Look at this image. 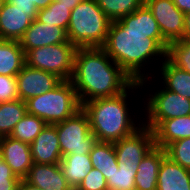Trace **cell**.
<instances>
[{
    "mask_svg": "<svg viewBox=\"0 0 190 190\" xmlns=\"http://www.w3.org/2000/svg\"><path fill=\"white\" fill-rule=\"evenodd\" d=\"M168 45L151 10L144 3L133 13L111 21L101 48L134 82L146 89L150 81L153 82L154 73L150 71L156 70L152 68L164 61Z\"/></svg>",
    "mask_w": 190,
    "mask_h": 190,
    "instance_id": "obj_1",
    "label": "cell"
},
{
    "mask_svg": "<svg viewBox=\"0 0 190 190\" xmlns=\"http://www.w3.org/2000/svg\"><path fill=\"white\" fill-rule=\"evenodd\" d=\"M70 81L81 105L119 95L134 83L101 47L77 49Z\"/></svg>",
    "mask_w": 190,
    "mask_h": 190,
    "instance_id": "obj_2",
    "label": "cell"
},
{
    "mask_svg": "<svg viewBox=\"0 0 190 190\" xmlns=\"http://www.w3.org/2000/svg\"><path fill=\"white\" fill-rule=\"evenodd\" d=\"M137 90L139 92L143 91L139 82H134L125 92L119 95L98 98L82 104V109L89 118L91 132L98 142L114 143L133 134L143 125L142 120L139 119L143 116L140 115L142 110L140 111L138 108V115L135 108L133 110V107L130 106L133 104L132 95H135V98L140 94L137 93ZM139 120L141 121L139 122Z\"/></svg>",
    "mask_w": 190,
    "mask_h": 190,
    "instance_id": "obj_3",
    "label": "cell"
},
{
    "mask_svg": "<svg viewBox=\"0 0 190 190\" xmlns=\"http://www.w3.org/2000/svg\"><path fill=\"white\" fill-rule=\"evenodd\" d=\"M110 23L95 0H83L71 10L68 39L77 48L102 47Z\"/></svg>",
    "mask_w": 190,
    "mask_h": 190,
    "instance_id": "obj_4",
    "label": "cell"
},
{
    "mask_svg": "<svg viewBox=\"0 0 190 190\" xmlns=\"http://www.w3.org/2000/svg\"><path fill=\"white\" fill-rule=\"evenodd\" d=\"M26 105L27 113L52 125L63 122L82 108L70 80H63L53 90L30 98Z\"/></svg>",
    "mask_w": 190,
    "mask_h": 190,
    "instance_id": "obj_5",
    "label": "cell"
},
{
    "mask_svg": "<svg viewBox=\"0 0 190 190\" xmlns=\"http://www.w3.org/2000/svg\"><path fill=\"white\" fill-rule=\"evenodd\" d=\"M155 83L156 81H154L152 91L151 89L149 91L148 87L147 92L151 93L147 95L146 92V95H143L146 98L142 103L145 108L142 107V110L146 111L141 118L143 125L154 130L163 120L190 115V99L169 91L163 86L155 88L154 91Z\"/></svg>",
    "mask_w": 190,
    "mask_h": 190,
    "instance_id": "obj_6",
    "label": "cell"
},
{
    "mask_svg": "<svg viewBox=\"0 0 190 190\" xmlns=\"http://www.w3.org/2000/svg\"><path fill=\"white\" fill-rule=\"evenodd\" d=\"M77 49L70 41L34 48L25 53V64L56 74L62 80H70Z\"/></svg>",
    "mask_w": 190,
    "mask_h": 190,
    "instance_id": "obj_7",
    "label": "cell"
},
{
    "mask_svg": "<svg viewBox=\"0 0 190 190\" xmlns=\"http://www.w3.org/2000/svg\"><path fill=\"white\" fill-rule=\"evenodd\" d=\"M54 125L62 156L89 154L97 142L91 132L88 115L82 108L63 122Z\"/></svg>",
    "mask_w": 190,
    "mask_h": 190,
    "instance_id": "obj_8",
    "label": "cell"
},
{
    "mask_svg": "<svg viewBox=\"0 0 190 190\" xmlns=\"http://www.w3.org/2000/svg\"><path fill=\"white\" fill-rule=\"evenodd\" d=\"M158 23L163 38L170 44L184 36L185 14L172 0H144Z\"/></svg>",
    "mask_w": 190,
    "mask_h": 190,
    "instance_id": "obj_9",
    "label": "cell"
},
{
    "mask_svg": "<svg viewBox=\"0 0 190 190\" xmlns=\"http://www.w3.org/2000/svg\"><path fill=\"white\" fill-rule=\"evenodd\" d=\"M154 147L153 130L145 125L133 134L114 142L117 162H124L126 166H138Z\"/></svg>",
    "mask_w": 190,
    "mask_h": 190,
    "instance_id": "obj_10",
    "label": "cell"
},
{
    "mask_svg": "<svg viewBox=\"0 0 190 190\" xmlns=\"http://www.w3.org/2000/svg\"><path fill=\"white\" fill-rule=\"evenodd\" d=\"M16 80L19 99L24 102L53 90L63 81L56 74L34 69L26 64L16 75Z\"/></svg>",
    "mask_w": 190,
    "mask_h": 190,
    "instance_id": "obj_11",
    "label": "cell"
},
{
    "mask_svg": "<svg viewBox=\"0 0 190 190\" xmlns=\"http://www.w3.org/2000/svg\"><path fill=\"white\" fill-rule=\"evenodd\" d=\"M37 13L38 10H22L5 0L0 10V39L19 41Z\"/></svg>",
    "mask_w": 190,
    "mask_h": 190,
    "instance_id": "obj_12",
    "label": "cell"
},
{
    "mask_svg": "<svg viewBox=\"0 0 190 190\" xmlns=\"http://www.w3.org/2000/svg\"><path fill=\"white\" fill-rule=\"evenodd\" d=\"M69 41L67 31L55 24L43 23L36 18L31 22L30 27L24 32L19 40L20 46L27 51Z\"/></svg>",
    "mask_w": 190,
    "mask_h": 190,
    "instance_id": "obj_13",
    "label": "cell"
},
{
    "mask_svg": "<svg viewBox=\"0 0 190 190\" xmlns=\"http://www.w3.org/2000/svg\"><path fill=\"white\" fill-rule=\"evenodd\" d=\"M0 149L4 162L19 179H24L33 165L30 144L6 136L0 138Z\"/></svg>",
    "mask_w": 190,
    "mask_h": 190,
    "instance_id": "obj_14",
    "label": "cell"
},
{
    "mask_svg": "<svg viewBox=\"0 0 190 190\" xmlns=\"http://www.w3.org/2000/svg\"><path fill=\"white\" fill-rule=\"evenodd\" d=\"M33 163L59 164L62 159L55 125L47 124L30 144Z\"/></svg>",
    "mask_w": 190,
    "mask_h": 190,
    "instance_id": "obj_15",
    "label": "cell"
},
{
    "mask_svg": "<svg viewBox=\"0 0 190 190\" xmlns=\"http://www.w3.org/2000/svg\"><path fill=\"white\" fill-rule=\"evenodd\" d=\"M24 179L41 190H69L71 188L59 164L33 163Z\"/></svg>",
    "mask_w": 190,
    "mask_h": 190,
    "instance_id": "obj_16",
    "label": "cell"
},
{
    "mask_svg": "<svg viewBox=\"0 0 190 190\" xmlns=\"http://www.w3.org/2000/svg\"><path fill=\"white\" fill-rule=\"evenodd\" d=\"M166 156L165 149L156 146L144 156L138 165L135 176L137 190H157L159 168Z\"/></svg>",
    "mask_w": 190,
    "mask_h": 190,
    "instance_id": "obj_17",
    "label": "cell"
},
{
    "mask_svg": "<svg viewBox=\"0 0 190 190\" xmlns=\"http://www.w3.org/2000/svg\"><path fill=\"white\" fill-rule=\"evenodd\" d=\"M160 65L156 68L158 72H154L153 80L161 82L160 85L165 89L190 99V73L176 67L167 58ZM157 75L160 77L159 81L155 77Z\"/></svg>",
    "mask_w": 190,
    "mask_h": 190,
    "instance_id": "obj_18",
    "label": "cell"
},
{
    "mask_svg": "<svg viewBox=\"0 0 190 190\" xmlns=\"http://www.w3.org/2000/svg\"><path fill=\"white\" fill-rule=\"evenodd\" d=\"M157 190H190V170L166 156L159 168Z\"/></svg>",
    "mask_w": 190,
    "mask_h": 190,
    "instance_id": "obj_19",
    "label": "cell"
},
{
    "mask_svg": "<svg viewBox=\"0 0 190 190\" xmlns=\"http://www.w3.org/2000/svg\"><path fill=\"white\" fill-rule=\"evenodd\" d=\"M155 146L165 149L170 143L190 137V115L163 120L154 130Z\"/></svg>",
    "mask_w": 190,
    "mask_h": 190,
    "instance_id": "obj_20",
    "label": "cell"
},
{
    "mask_svg": "<svg viewBox=\"0 0 190 190\" xmlns=\"http://www.w3.org/2000/svg\"><path fill=\"white\" fill-rule=\"evenodd\" d=\"M25 65V53L19 41L0 39V75L14 76Z\"/></svg>",
    "mask_w": 190,
    "mask_h": 190,
    "instance_id": "obj_21",
    "label": "cell"
},
{
    "mask_svg": "<svg viewBox=\"0 0 190 190\" xmlns=\"http://www.w3.org/2000/svg\"><path fill=\"white\" fill-rule=\"evenodd\" d=\"M59 165L64 177L72 188H77L93 168L89 154H68L62 156Z\"/></svg>",
    "mask_w": 190,
    "mask_h": 190,
    "instance_id": "obj_22",
    "label": "cell"
},
{
    "mask_svg": "<svg viewBox=\"0 0 190 190\" xmlns=\"http://www.w3.org/2000/svg\"><path fill=\"white\" fill-rule=\"evenodd\" d=\"M93 168L99 170L107 180L118 169L113 142H96L89 153Z\"/></svg>",
    "mask_w": 190,
    "mask_h": 190,
    "instance_id": "obj_23",
    "label": "cell"
},
{
    "mask_svg": "<svg viewBox=\"0 0 190 190\" xmlns=\"http://www.w3.org/2000/svg\"><path fill=\"white\" fill-rule=\"evenodd\" d=\"M27 114L26 102L21 99L0 103V138L10 136L16 124Z\"/></svg>",
    "mask_w": 190,
    "mask_h": 190,
    "instance_id": "obj_24",
    "label": "cell"
},
{
    "mask_svg": "<svg viewBox=\"0 0 190 190\" xmlns=\"http://www.w3.org/2000/svg\"><path fill=\"white\" fill-rule=\"evenodd\" d=\"M46 125L47 123L43 119L27 113L16 124L10 137L31 144Z\"/></svg>",
    "mask_w": 190,
    "mask_h": 190,
    "instance_id": "obj_25",
    "label": "cell"
},
{
    "mask_svg": "<svg viewBox=\"0 0 190 190\" xmlns=\"http://www.w3.org/2000/svg\"><path fill=\"white\" fill-rule=\"evenodd\" d=\"M104 14L111 20L117 21L139 9L144 0H95Z\"/></svg>",
    "mask_w": 190,
    "mask_h": 190,
    "instance_id": "obj_26",
    "label": "cell"
},
{
    "mask_svg": "<svg viewBox=\"0 0 190 190\" xmlns=\"http://www.w3.org/2000/svg\"><path fill=\"white\" fill-rule=\"evenodd\" d=\"M138 166H126L124 162H118V169L109 176L108 190H135V176Z\"/></svg>",
    "mask_w": 190,
    "mask_h": 190,
    "instance_id": "obj_27",
    "label": "cell"
},
{
    "mask_svg": "<svg viewBox=\"0 0 190 190\" xmlns=\"http://www.w3.org/2000/svg\"><path fill=\"white\" fill-rule=\"evenodd\" d=\"M71 10L55 0L46 8L38 10L36 19L43 23L55 24L67 31Z\"/></svg>",
    "mask_w": 190,
    "mask_h": 190,
    "instance_id": "obj_28",
    "label": "cell"
},
{
    "mask_svg": "<svg viewBox=\"0 0 190 190\" xmlns=\"http://www.w3.org/2000/svg\"><path fill=\"white\" fill-rule=\"evenodd\" d=\"M166 58L176 67L190 73V40L182 38L171 42L166 51Z\"/></svg>",
    "mask_w": 190,
    "mask_h": 190,
    "instance_id": "obj_29",
    "label": "cell"
},
{
    "mask_svg": "<svg viewBox=\"0 0 190 190\" xmlns=\"http://www.w3.org/2000/svg\"><path fill=\"white\" fill-rule=\"evenodd\" d=\"M165 151L173 162L190 170V137L170 143Z\"/></svg>",
    "mask_w": 190,
    "mask_h": 190,
    "instance_id": "obj_30",
    "label": "cell"
},
{
    "mask_svg": "<svg viewBox=\"0 0 190 190\" xmlns=\"http://www.w3.org/2000/svg\"><path fill=\"white\" fill-rule=\"evenodd\" d=\"M78 190H108L107 181L103 174L92 168L77 187Z\"/></svg>",
    "mask_w": 190,
    "mask_h": 190,
    "instance_id": "obj_31",
    "label": "cell"
},
{
    "mask_svg": "<svg viewBox=\"0 0 190 190\" xmlns=\"http://www.w3.org/2000/svg\"><path fill=\"white\" fill-rule=\"evenodd\" d=\"M18 98L16 77L0 75V103L13 101Z\"/></svg>",
    "mask_w": 190,
    "mask_h": 190,
    "instance_id": "obj_32",
    "label": "cell"
},
{
    "mask_svg": "<svg viewBox=\"0 0 190 190\" xmlns=\"http://www.w3.org/2000/svg\"><path fill=\"white\" fill-rule=\"evenodd\" d=\"M19 180L17 176H0V190H16Z\"/></svg>",
    "mask_w": 190,
    "mask_h": 190,
    "instance_id": "obj_33",
    "label": "cell"
},
{
    "mask_svg": "<svg viewBox=\"0 0 190 190\" xmlns=\"http://www.w3.org/2000/svg\"><path fill=\"white\" fill-rule=\"evenodd\" d=\"M8 3H11L22 10H38L34 2L31 0H6Z\"/></svg>",
    "mask_w": 190,
    "mask_h": 190,
    "instance_id": "obj_34",
    "label": "cell"
},
{
    "mask_svg": "<svg viewBox=\"0 0 190 190\" xmlns=\"http://www.w3.org/2000/svg\"><path fill=\"white\" fill-rule=\"evenodd\" d=\"M0 176H16L12 172L11 167L4 162L1 149H0Z\"/></svg>",
    "mask_w": 190,
    "mask_h": 190,
    "instance_id": "obj_35",
    "label": "cell"
},
{
    "mask_svg": "<svg viewBox=\"0 0 190 190\" xmlns=\"http://www.w3.org/2000/svg\"><path fill=\"white\" fill-rule=\"evenodd\" d=\"M176 7L184 14L190 12V0H172Z\"/></svg>",
    "mask_w": 190,
    "mask_h": 190,
    "instance_id": "obj_36",
    "label": "cell"
},
{
    "mask_svg": "<svg viewBox=\"0 0 190 190\" xmlns=\"http://www.w3.org/2000/svg\"><path fill=\"white\" fill-rule=\"evenodd\" d=\"M16 190H41V189L27 182L25 179H20Z\"/></svg>",
    "mask_w": 190,
    "mask_h": 190,
    "instance_id": "obj_37",
    "label": "cell"
},
{
    "mask_svg": "<svg viewBox=\"0 0 190 190\" xmlns=\"http://www.w3.org/2000/svg\"><path fill=\"white\" fill-rule=\"evenodd\" d=\"M55 1L61 3L64 6H67L70 10H73L83 0H55Z\"/></svg>",
    "mask_w": 190,
    "mask_h": 190,
    "instance_id": "obj_38",
    "label": "cell"
},
{
    "mask_svg": "<svg viewBox=\"0 0 190 190\" xmlns=\"http://www.w3.org/2000/svg\"><path fill=\"white\" fill-rule=\"evenodd\" d=\"M184 39L190 40V12L185 14Z\"/></svg>",
    "mask_w": 190,
    "mask_h": 190,
    "instance_id": "obj_39",
    "label": "cell"
},
{
    "mask_svg": "<svg viewBox=\"0 0 190 190\" xmlns=\"http://www.w3.org/2000/svg\"><path fill=\"white\" fill-rule=\"evenodd\" d=\"M54 0H31L38 10L48 7Z\"/></svg>",
    "mask_w": 190,
    "mask_h": 190,
    "instance_id": "obj_40",
    "label": "cell"
},
{
    "mask_svg": "<svg viewBox=\"0 0 190 190\" xmlns=\"http://www.w3.org/2000/svg\"><path fill=\"white\" fill-rule=\"evenodd\" d=\"M4 2H5V0H0V10L2 9Z\"/></svg>",
    "mask_w": 190,
    "mask_h": 190,
    "instance_id": "obj_41",
    "label": "cell"
},
{
    "mask_svg": "<svg viewBox=\"0 0 190 190\" xmlns=\"http://www.w3.org/2000/svg\"><path fill=\"white\" fill-rule=\"evenodd\" d=\"M69 190H78V189H77V188H72V187H71Z\"/></svg>",
    "mask_w": 190,
    "mask_h": 190,
    "instance_id": "obj_42",
    "label": "cell"
}]
</instances>
